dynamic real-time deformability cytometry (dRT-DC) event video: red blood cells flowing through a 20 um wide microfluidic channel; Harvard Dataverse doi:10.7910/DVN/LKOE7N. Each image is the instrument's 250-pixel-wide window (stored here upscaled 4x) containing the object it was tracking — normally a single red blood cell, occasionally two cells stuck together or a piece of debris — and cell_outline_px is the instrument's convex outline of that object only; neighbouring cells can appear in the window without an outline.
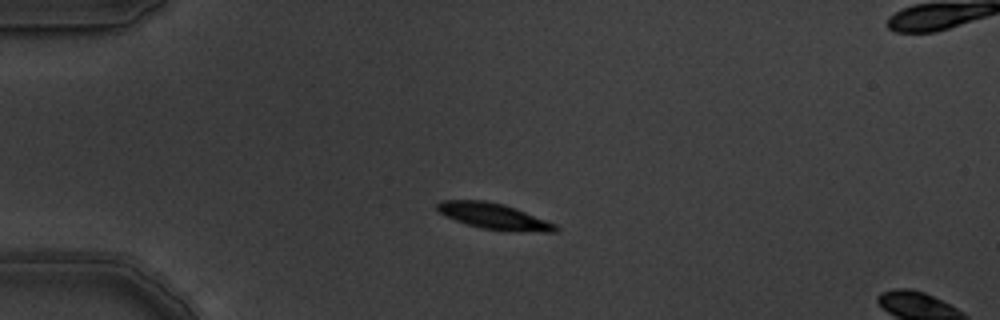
{"species": "common noctule bat (a hibernating species)", "species_latin": "Nyctalus noctula", "temperature_condition": "warm", "stored_images_in_passage": 5, "camera_frame_rate_fps": 3000, "um_per_image_px": 0.085, "animal": {"sex": "male", "body_mass_g": 19.5, "forearm_length_mm": 54.6}, "frame": {"image": 1, "passage_image": 3, "time_ms": 0.667, "image_size_px": [1000, 320], "cell_outline_px": [[560, 228], [556, 232], [512, 232], [480, 228], [456, 220], [440, 212], [436, 208], [436, 204], [440, 200], [484, 200], [504, 204], [556, 224]], "centroid_in_image_um": [42.02, 18.39], "position_along_channel_um": 43.0, "area_um2": 17.92}}